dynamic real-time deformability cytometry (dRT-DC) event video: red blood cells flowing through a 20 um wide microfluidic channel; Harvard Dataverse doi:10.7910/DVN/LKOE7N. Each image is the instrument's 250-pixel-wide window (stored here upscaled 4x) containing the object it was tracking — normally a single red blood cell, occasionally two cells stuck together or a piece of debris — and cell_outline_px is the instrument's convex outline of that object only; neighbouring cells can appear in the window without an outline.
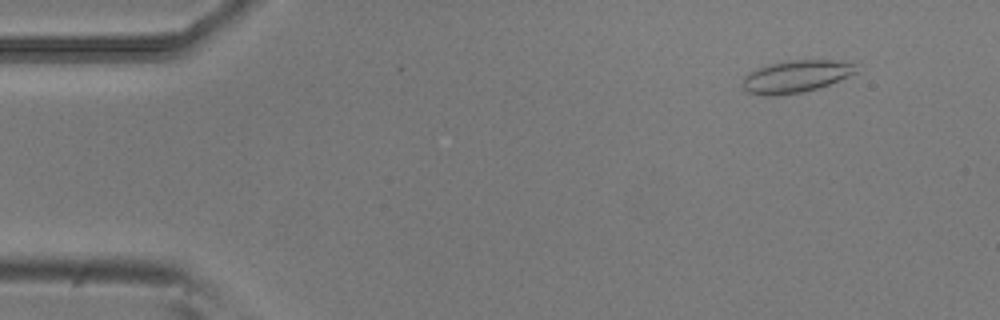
{"species": "common noctule bat (a hibernating species)", "species_latin": "Nyctalus noctula", "temperature_condition": "room temperature", "stored_images_in_passage": 44, "camera_frame_rate_fps": 3000, "um_per_image_px": 0.085, "animal": {"sex": "male", "body_mass_g": 20.5, "forearm_length_mm": 52.5}, "frame": {"image": 1, "passage_image": 5, "time_ms": 1.333, "image_size_px": [1000, 320], "cell_outline_px": [[856, 72], [848, 76], [828, 84], [804, 92], [780, 96], [764, 96], [748, 92], [744, 88], [744, 76], [748, 72], [772, 64], [792, 60], [832, 60], [856, 64]], "centroid_in_image_um": [67.64, 6.51], "position_along_channel_um": 17.4, "area_um2": 20.98}}
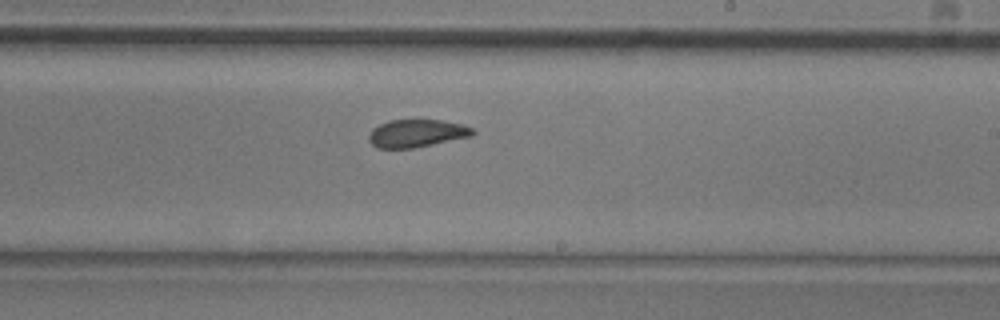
{"frame": {"image": 2, "passage_image": 31, "time_ms": 10.0, "image_size_px": [1000, 320], "cell_outline_px": [[476, 132], [472, 136], [412, 148], [376, 148], [368, 140], [368, 136], [372, 128], [388, 120], [440, 120], [464, 124], [472, 128]], "centroid_in_image_um": [35.41, 11.33], "position_along_channel_um": 253.6, "area_um2": 16.82}}
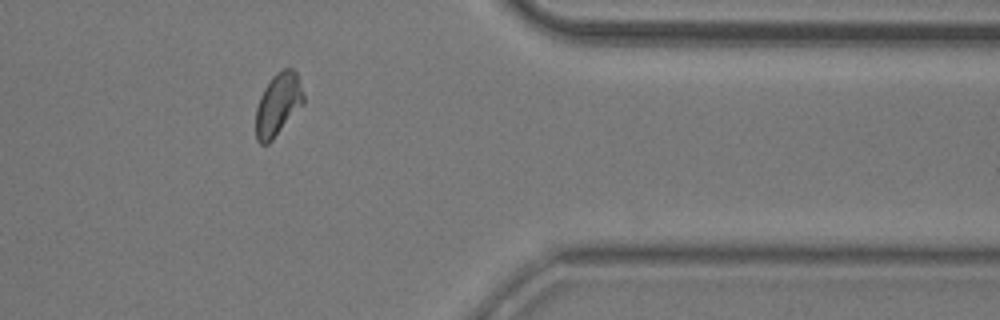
{"frame": {"image": 3, "passage_image": 43, "time_ms": 14.0, "image_size_px": [1000, 320], "cell_outline_px": [[304, 104], [272, 140], [268, 144], [260, 144], [256, 140], [256, 108], [260, 96], [264, 88], [272, 76], [276, 72], [284, 68], [292, 68], [296, 72], [304, 96]], "centroid_in_image_um": [23.63, 8.88], "position_along_channel_um": 387.8, "area_um2": 17.4}, "authors_computed_cell_mechanics": {"area_um2": 18.0914, "velocity_mm_per_s": 3.8107, "shape_relaxation_time_tau1_ms": null, "shape_relaxation_time_tau2_ms": 2.3737, "deformation_change_tau1": null, "deformation_change_tau2": 0.0751}}